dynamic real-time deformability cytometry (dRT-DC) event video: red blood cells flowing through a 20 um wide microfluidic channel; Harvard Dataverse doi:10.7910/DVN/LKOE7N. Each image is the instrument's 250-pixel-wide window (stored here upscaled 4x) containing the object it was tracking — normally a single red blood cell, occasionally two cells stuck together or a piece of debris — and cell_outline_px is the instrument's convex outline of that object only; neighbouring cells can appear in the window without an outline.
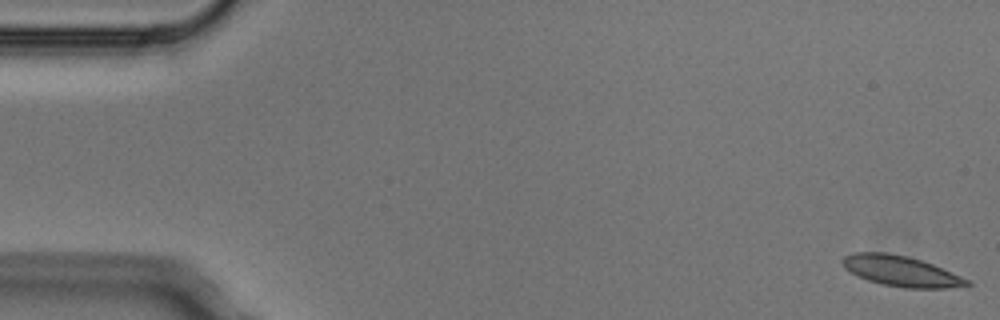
{"species": "Egyptian fruit bat (a non-hibernating species)", "species_latin": "Rousettus aegyptiacus", "temperature_condition": "cold", "stored_images_in_passage": 4, "camera_frame_rate_fps": 3000, "um_per_image_px": 0.085, "animal": {"sex": "male"}, "frame": {"image": 1, "passage_image": 1, "time_ms": 0.0, "image_size_px": [1000, 320], "cell_outline_px": [[972, 284], [948, 288], [904, 288], [880, 284], [868, 280], [844, 268], [840, 260], [844, 256], [856, 252], [888, 252], [908, 256], [932, 264], [960, 276], [968, 280]], "centroid_in_image_um": [76.54, 23.03], "position_along_channel_um": 8.5, "area_um2": 21.96}}
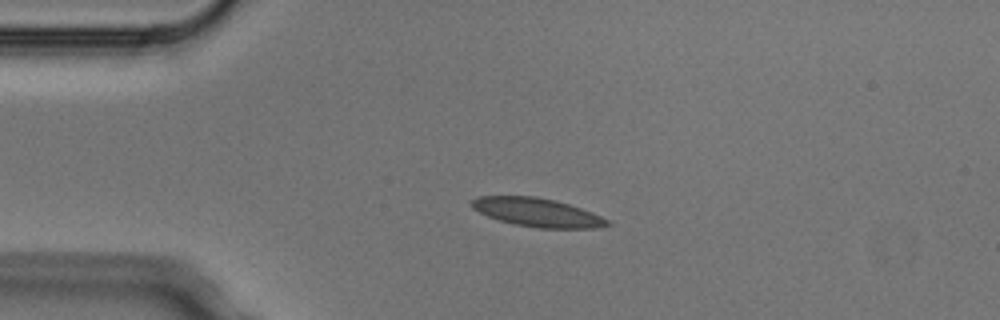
{"frame": {"image": 2, "passage_image": 3, "time_ms": 0.667, "image_size_px": [1000, 320], "cell_outline_px": [[612, 224], [596, 228], [540, 228], [516, 224], [500, 220], [488, 216], [472, 208], [472, 200], [476, 196], [536, 196], [556, 200], [592, 212], [608, 220]], "centroid_in_image_um": [45.68, 18.04], "position_along_channel_um": 39.3, "area_um2": 22.37}}